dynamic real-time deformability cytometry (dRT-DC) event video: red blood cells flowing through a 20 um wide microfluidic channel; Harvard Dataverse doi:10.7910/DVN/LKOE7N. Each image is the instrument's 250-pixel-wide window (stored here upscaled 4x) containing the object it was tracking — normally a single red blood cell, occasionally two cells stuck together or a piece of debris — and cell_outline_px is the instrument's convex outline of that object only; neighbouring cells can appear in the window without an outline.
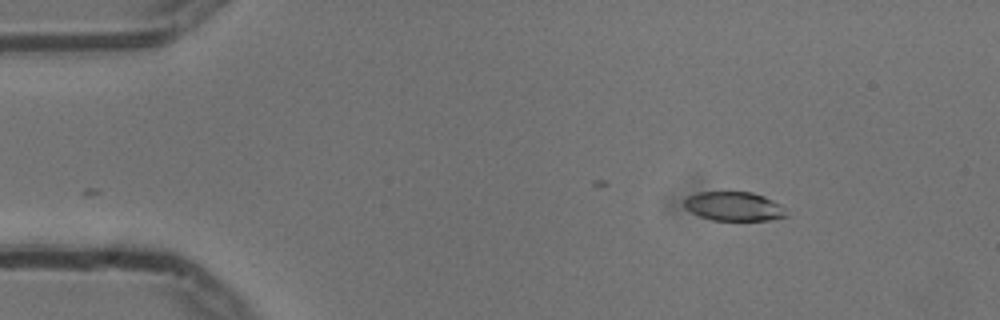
{"species": "common noctule bat (a hibernating species)", "species_latin": "Nyctalus noctula", "temperature_condition": "cold", "stored_images_in_passage": 10, "camera_frame_rate_fps": 3000, "um_per_image_px": 0.085, "animal": {"sex": "male", "body_mass_g": 13.3}, "frame": {"image": 1, "passage_image": 1, "time_ms": 0.0, "image_size_px": [1000, 320], "cell_outline_px": [[788, 216], [768, 220], [712, 220], [700, 216], [684, 208], [684, 200], [688, 196], [700, 192], [752, 192], [764, 196], [780, 204], [784, 208]], "centroid_in_image_um": [62.38, 17.54], "position_along_channel_um": 22.6, "area_um2": 17.22}}